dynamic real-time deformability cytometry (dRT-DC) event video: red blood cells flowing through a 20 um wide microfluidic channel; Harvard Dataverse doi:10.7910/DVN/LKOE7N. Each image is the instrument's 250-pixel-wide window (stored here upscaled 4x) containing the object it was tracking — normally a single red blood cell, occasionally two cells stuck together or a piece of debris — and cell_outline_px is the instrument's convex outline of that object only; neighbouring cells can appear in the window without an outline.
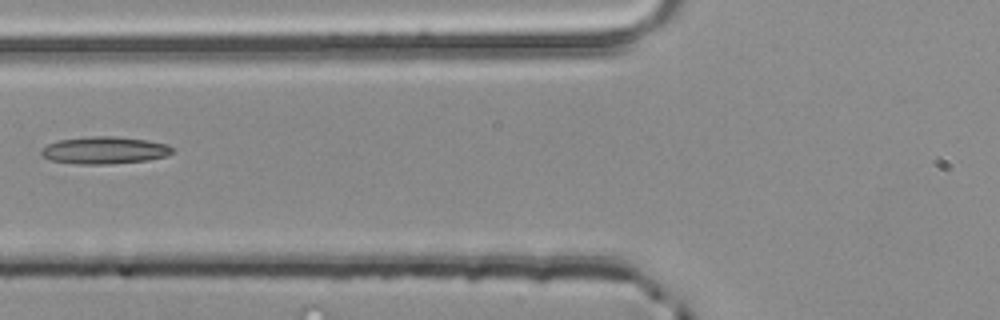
{"species": "common noctule bat (a hibernating species)", "species_latin": "Nyctalus noctula", "temperature_condition": "room temperature", "stored_images_in_passage": 4, "camera_frame_rate_fps": 3000, "um_per_image_px": 0.085, "animal": {"sex": "male", "body_mass_g": 20.4}, "frame": {"image": 1, "passage_image": 4, "time_ms": 1.0, "image_size_px": [1000, 320], "cell_outline_px": [[172, 152], [164, 156], [148, 160], [112, 164], [76, 164], [48, 160], [40, 156], [40, 152], [48, 144], [60, 140], [88, 136], [112, 136], [148, 140], [168, 144], [172, 148]], "centroid_in_image_um": [8.85, 12.78], "position_along_channel_um": 117.0, "area_um2": 20.87}}